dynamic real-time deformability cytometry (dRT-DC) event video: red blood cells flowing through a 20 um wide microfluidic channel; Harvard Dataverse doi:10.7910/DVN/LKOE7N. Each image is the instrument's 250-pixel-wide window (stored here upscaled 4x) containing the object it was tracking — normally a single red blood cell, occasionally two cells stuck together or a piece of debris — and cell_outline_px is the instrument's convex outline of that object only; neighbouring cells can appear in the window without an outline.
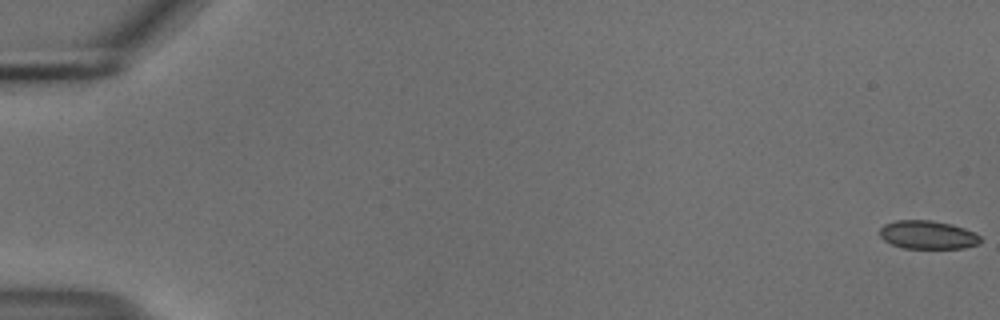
{"species": "common noctule bat (a hibernating species)", "species_latin": "Nyctalus noctula", "temperature_condition": "cold", "stored_images_in_passage": 56, "camera_frame_rate_fps": 3000, "um_per_image_px": 0.085, "animal": {"sex": "male", "body_mass_g": 18.8}, "frame": {"image": 1, "passage_image": 1, "time_ms": 0.0, "image_size_px": [1000, 320], "cell_outline_px": [[980, 244], [964, 248], [904, 248], [892, 244], [884, 240], [880, 236], [880, 228], [884, 224], [896, 220], [932, 220], [952, 224], [964, 228], [980, 236]], "centroid_in_image_um": [78.85, 19.95], "position_along_channel_um": 6.1, "area_um2": 16.65}}
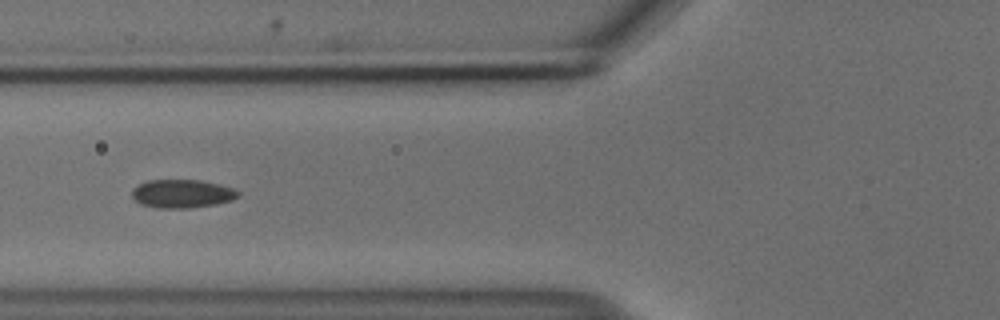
{"frame": {"image": 2, "passage_image": 23, "time_ms": 7.333, "image_size_px": [1000, 320], "cell_outline_px": [[240, 196], [232, 200], [216, 204], [188, 208], [156, 208], [140, 204], [132, 200], [132, 188], [148, 180], [200, 180], [220, 184], [232, 188], [240, 192]], "centroid_in_image_um": [15.46, 16.47], "position_along_channel_um": 110.3, "area_um2": 17.74}}
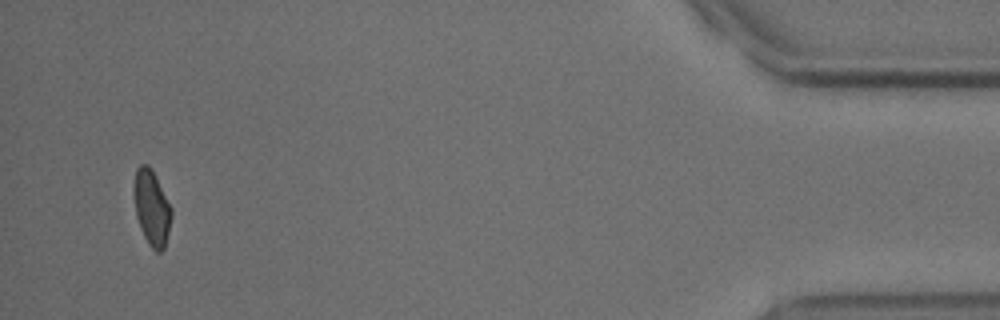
{"frame": {"image": 3, "passage_image": 54, "time_ms": 17.667, "image_size_px": [1000, 320], "cell_outline_px": [[172, 216], [164, 248], [160, 252], [156, 252], [148, 244], [140, 228], [136, 216], [132, 196], [132, 188], [136, 168], [140, 164], [148, 164], [152, 168], [172, 208]], "centroid_in_image_um": [12.86, 17.61], "position_along_channel_um": 422.3, "area_um2": 16.88}, "authors_computed_cell_mechanics": {"area_um2": 17.3978, "velocity_mm_per_s": 3.7072, "shape_relaxation_time_tau1_ms": 10.118, "shape_relaxation_time_tau2_ms": 9.6981, "deformation_change_tau1": 0.1374, "deformation_change_tau2": 0.0993}}